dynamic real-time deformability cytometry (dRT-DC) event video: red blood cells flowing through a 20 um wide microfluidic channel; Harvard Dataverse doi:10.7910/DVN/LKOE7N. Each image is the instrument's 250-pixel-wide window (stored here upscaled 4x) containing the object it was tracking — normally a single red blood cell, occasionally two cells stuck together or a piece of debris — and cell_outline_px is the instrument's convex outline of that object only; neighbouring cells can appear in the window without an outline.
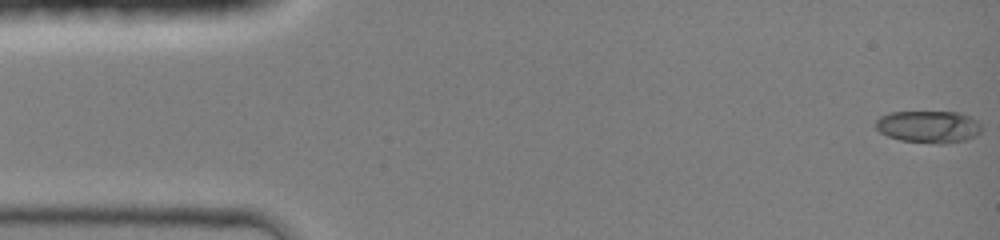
{"species": "common noctule bat (a hibernating species)", "species_latin": "Nyctalus noctula", "temperature_condition": "room temperature", "stored_images_in_passage": 45, "camera_frame_rate_fps": 3000, "um_per_image_px": 0.085, "animal": {"sex": "female", "body_mass_g": 19.0, "forearm_length_mm": 51.5}, "frame": {"image": 1, "passage_image": 1, "time_ms": 0.0, "image_size_px": [1000, 240], "cell_outline_px": [[980, 132], [976, 136], [964, 140], [944, 144], [940, 144], [900, 140], [888, 136], [880, 132], [876, 128], [876, 120], [880, 116], [888, 112], [960, 112], [976, 120], [980, 124]], "centroid_in_image_um": [78.91, 10.77], "position_along_channel_um": 6.1, "area_um2": 19.83}}
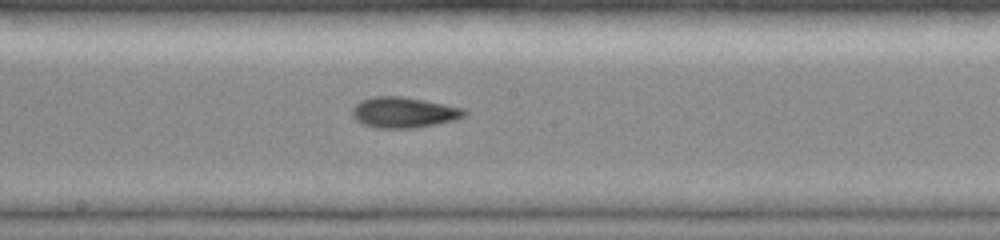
{"frame": {"image": 2, "passage_image": 24, "time_ms": 7.667, "image_size_px": [1000, 240], "cell_outline_px": [[468, 112], [464, 116], [456, 120], [436, 124], [412, 128], [376, 128], [364, 124], [356, 120], [352, 116], [352, 108], [360, 100], [372, 96], [400, 96], [424, 100], [464, 108]], "centroid_in_image_um": [34.31, 9.55], "position_along_channel_um": 213.9, "area_um2": 20.11}}
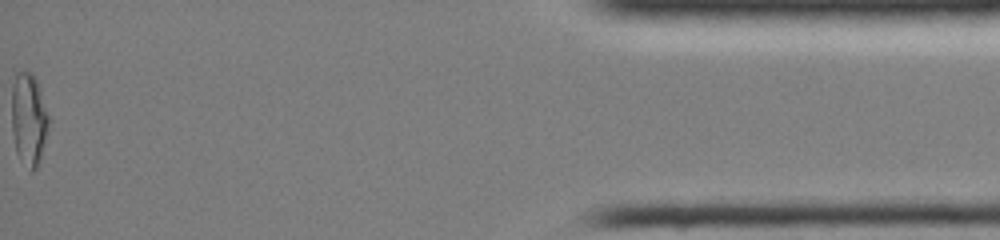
{"frame": {"image": 3, "passage_image": 45, "time_ms": 14.667, "image_size_px": [1000, 240], "cell_outline_px": [[48, 124], [40, 160], [36, 168], [32, 172], [16, 152], [12, 132], [12, 84], [16, 72], [32, 72], [36, 80], [48, 116]], "centroid_in_image_um": [2.41, 10.11], "position_along_channel_um": 432.8, "area_um2": 19.42}, "authors_computed_cell_mechanics": {"area_um2": 19.0162, "velocity_mm_per_s": 4.3362, "shape_relaxation_time_tau1_ms": 5.3536, "shape_relaxation_time_tau2_ms": 1.9415, "deformation_change_tau1": 0.1914, "deformation_change_tau2": 0.0778}}